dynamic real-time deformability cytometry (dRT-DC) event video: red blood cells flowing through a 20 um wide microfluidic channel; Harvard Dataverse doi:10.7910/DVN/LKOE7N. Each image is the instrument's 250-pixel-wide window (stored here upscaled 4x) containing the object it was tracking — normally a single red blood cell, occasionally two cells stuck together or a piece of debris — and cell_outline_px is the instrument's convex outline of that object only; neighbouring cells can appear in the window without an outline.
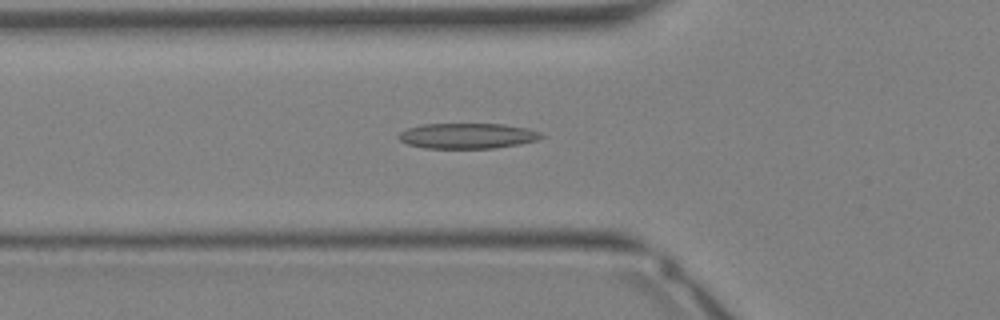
{"species": "Egyptian fruit bat (a non-hibernating species)", "species_latin": "Rousettus aegyptiacus", "temperature_condition": "warm", "stored_images_in_passage": 30, "camera_frame_rate_fps": 3000, "um_per_image_px": 0.085, "animal": {"sex": "female"}, "frame": {"image": 1, "passage_image": 11, "time_ms": 3.333, "image_size_px": [1000, 320], "cell_outline_px": [[544, 136], [540, 140], [520, 144], [496, 148], [424, 148], [408, 144], [400, 140], [396, 136], [404, 128], [420, 124], [504, 124], [528, 128], [540, 132]], "centroid_in_image_um": [39.73, 11.54], "position_along_channel_um": 86.1, "area_um2": 21.44}}
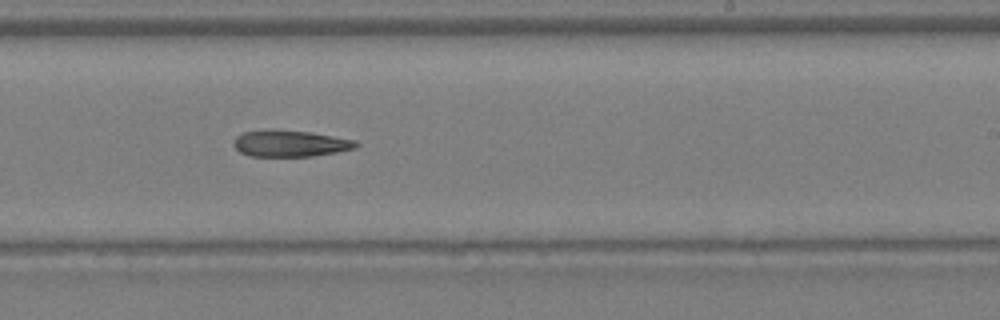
{"frame": {"image": 2, "passage_image": 20, "time_ms": 6.333, "image_size_px": [1000, 320], "cell_outline_px": [[360, 144], [356, 148], [336, 152], [312, 156], [248, 156], [240, 152], [232, 144], [236, 136], [244, 132], [268, 128], [272, 128], [312, 132], [356, 140]], "centroid_in_image_um": [24.65, 12.17], "position_along_channel_um": 264.3, "area_um2": 19.25}}
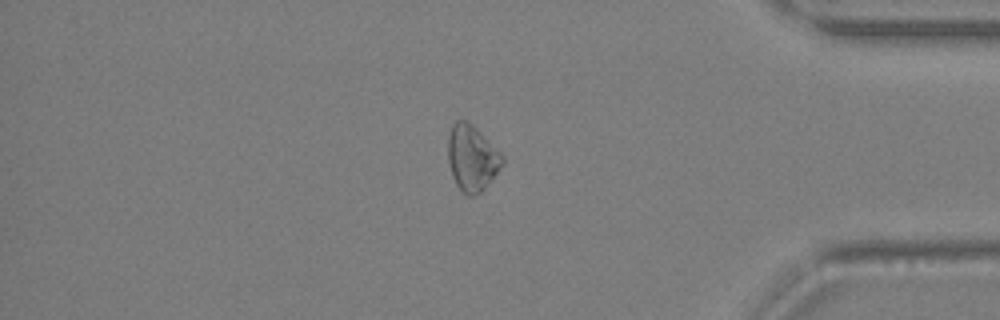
{"frame": {"image": 3, "passage_image": 28, "time_ms": 9.0, "image_size_px": [1000, 320], "cell_outline_px": [[504, 164], [484, 188], [480, 192], [472, 196], [468, 196], [456, 184], [452, 176], [448, 160], [448, 136], [452, 124], [456, 120], [464, 120], [472, 124], [504, 156]], "centroid_in_image_um": [40.11, 13.42], "position_along_channel_um": 395.1, "area_um2": 20.69}}